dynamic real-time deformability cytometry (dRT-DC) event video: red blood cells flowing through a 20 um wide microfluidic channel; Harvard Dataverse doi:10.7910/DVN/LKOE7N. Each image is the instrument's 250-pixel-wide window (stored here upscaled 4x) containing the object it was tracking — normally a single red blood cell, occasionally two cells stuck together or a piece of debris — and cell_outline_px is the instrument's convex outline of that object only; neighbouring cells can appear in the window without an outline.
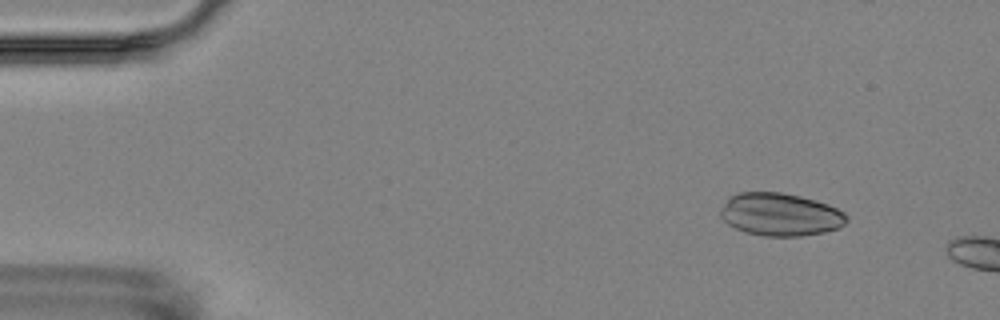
{"species": "Egyptian fruit bat (a non-hibernating species)", "species_latin": "Rousettus aegyptiacus", "temperature_condition": "room temperature", "stored_images_in_passage": 3, "camera_frame_rate_fps": 3000, "um_per_image_px": 0.085, "animal": {"sex": "female"}, "frame": {"image": 1, "passage_image": 1, "time_ms": 0.0, "image_size_px": [1000, 320], "cell_outline_px": [[848, 220], [840, 228], [824, 232], [800, 236], [764, 236], [744, 232], [728, 224], [720, 216], [720, 208], [728, 196], [740, 192], [780, 192], [800, 196], [816, 200], [828, 204], [844, 212], [848, 216]], "centroid_in_image_um": [66.31, 18.22], "position_along_channel_um": 18.7, "area_um2": 31.73}}